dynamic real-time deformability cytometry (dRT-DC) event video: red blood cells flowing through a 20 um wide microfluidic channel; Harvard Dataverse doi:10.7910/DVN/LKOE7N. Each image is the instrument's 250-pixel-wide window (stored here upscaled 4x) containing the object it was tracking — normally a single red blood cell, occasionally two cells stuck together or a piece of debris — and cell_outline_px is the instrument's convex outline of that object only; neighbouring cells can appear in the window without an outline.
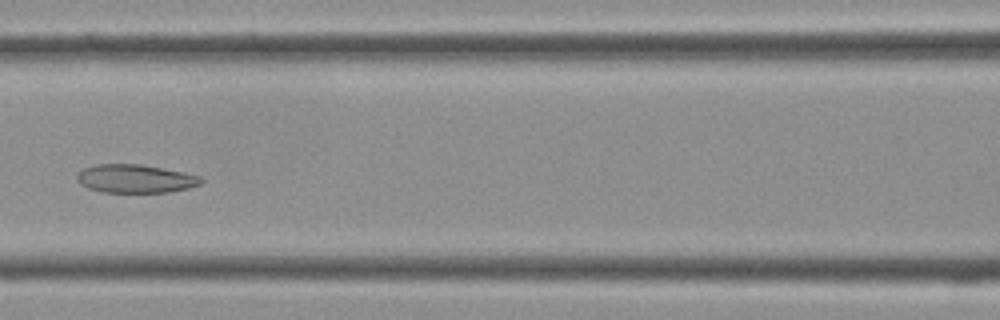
{"species": "Egyptian fruit bat (a non-hibernating species)", "species_latin": "Rousettus aegyptiacus", "temperature_condition": "cold", "stored_images_in_passage": 41, "camera_frame_rate_fps": 3000, "um_per_image_px": 0.085, "frame": {"image": 1, "passage_image": 18, "time_ms": 5.667, "image_size_px": [1000, 320], "cell_outline_px": [[204, 180], [200, 184], [188, 188], [168, 192], [104, 192], [88, 188], [80, 184], [76, 180], [76, 176], [84, 168], [96, 164], [140, 164], [200, 176]], "centroid_in_image_um": [11.47, 15.19], "position_along_channel_um": 155.1, "area_um2": 20.29}}
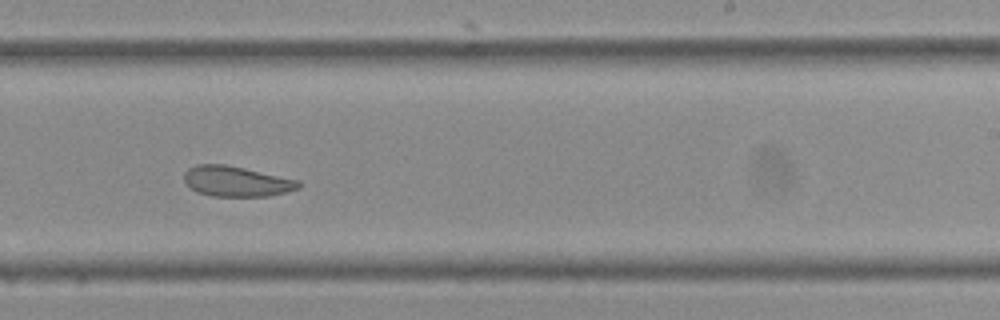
{"frame": {"image": 2, "passage_image": 25, "time_ms": 8.0, "image_size_px": [1000, 320], "cell_outline_px": [[300, 188], [268, 196], [212, 196], [196, 192], [184, 180], [184, 172], [188, 168], [196, 164], [224, 164], [244, 168], [300, 180]], "centroid_in_image_um": [20.08, 15.41], "position_along_channel_um": 268.9, "area_um2": 20.17}}
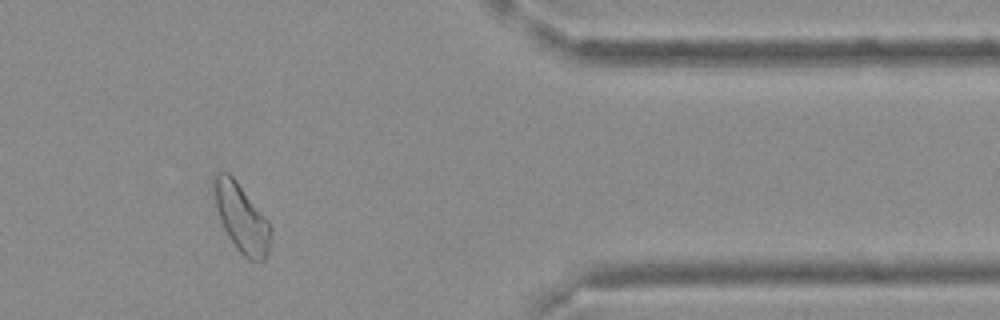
{"frame": {"image": 3, "passage_image": 34, "time_ms": 11.0, "image_size_px": [1000, 320], "cell_outline_px": [[272, 228], [268, 252], [264, 260], [248, 260], [236, 248], [228, 236], [220, 220], [216, 208], [212, 184], [216, 176], [220, 172], [228, 172], [236, 180], [268, 220]], "centroid_in_image_um": [20.53, 18.53], "position_along_channel_um": 390.9, "area_um2": 22.37}}